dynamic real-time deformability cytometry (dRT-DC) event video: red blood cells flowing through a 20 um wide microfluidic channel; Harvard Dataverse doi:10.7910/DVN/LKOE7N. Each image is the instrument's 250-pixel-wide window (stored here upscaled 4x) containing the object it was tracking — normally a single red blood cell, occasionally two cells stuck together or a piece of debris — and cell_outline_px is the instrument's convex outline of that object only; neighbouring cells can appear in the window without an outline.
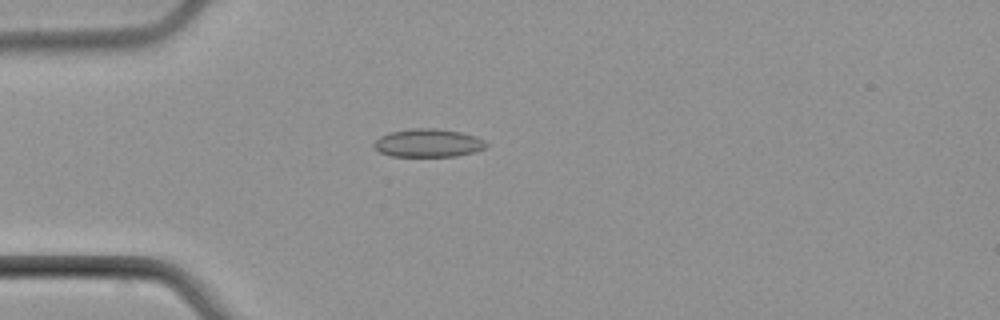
{"species": "common noctule bat (a hibernating species)", "species_latin": "Nyctalus noctula", "temperature_condition": "cold", "stored_images_in_passage": 2, "camera_frame_rate_fps": 3000, "um_per_image_px": 0.085, "animal": {"sex": "male", "body_mass_g": 21.5, "forearm_length_mm": 52.0}, "frame": {"image": 1, "passage_image": 1, "time_ms": 0.0, "image_size_px": [1000, 320], "cell_outline_px": [[488, 144], [484, 148], [476, 152], [456, 156], [392, 156], [380, 152], [372, 144], [380, 136], [392, 132], [412, 128], [436, 128], [460, 132], [476, 136], [484, 140]], "centroid_in_image_um": [36.42, 12.15], "position_along_channel_um": 48.6, "area_um2": 18.38}}